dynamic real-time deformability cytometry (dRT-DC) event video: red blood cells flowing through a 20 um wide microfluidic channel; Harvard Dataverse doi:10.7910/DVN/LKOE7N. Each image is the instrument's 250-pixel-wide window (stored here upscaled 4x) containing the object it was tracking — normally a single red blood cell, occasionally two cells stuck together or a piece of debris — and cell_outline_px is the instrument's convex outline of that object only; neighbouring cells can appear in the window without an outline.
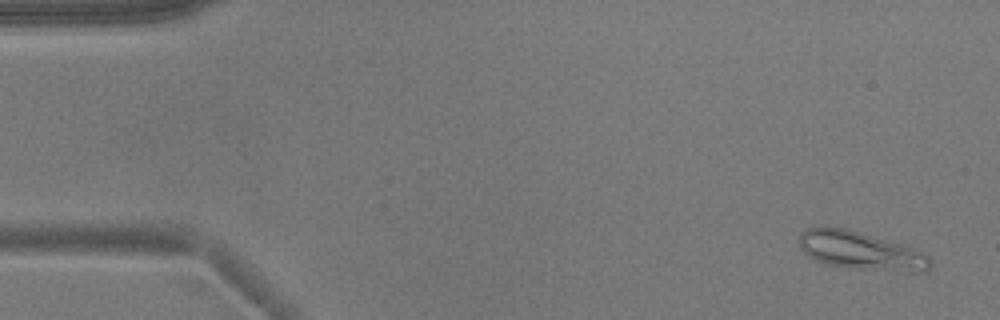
{"species": "common noctule bat (a hibernating species)", "species_latin": "Nyctalus noctula", "temperature_condition": "warm", "stored_images_in_passage": 3, "camera_frame_rate_fps": 3000, "um_per_image_px": 0.085, "animal": {"sex": "male", "body_mass_g": 17.9}, "frame": {"image": 1, "passage_image": 1, "time_ms": 0.0, "image_size_px": [1000, 320], "cell_outline_px": [[932, 264], [928, 272], [912, 272], [852, 268], [824, 264], [808, 256], [800, 248], [800, 236], [808, 228], [848, 228], [888, 240], [912, 248], [928, 256], [932, 260]], "centroid_in_image_um": [73.2, 21.34], "position_along_channel_um": 11.8, "area_um2": 28.84}}